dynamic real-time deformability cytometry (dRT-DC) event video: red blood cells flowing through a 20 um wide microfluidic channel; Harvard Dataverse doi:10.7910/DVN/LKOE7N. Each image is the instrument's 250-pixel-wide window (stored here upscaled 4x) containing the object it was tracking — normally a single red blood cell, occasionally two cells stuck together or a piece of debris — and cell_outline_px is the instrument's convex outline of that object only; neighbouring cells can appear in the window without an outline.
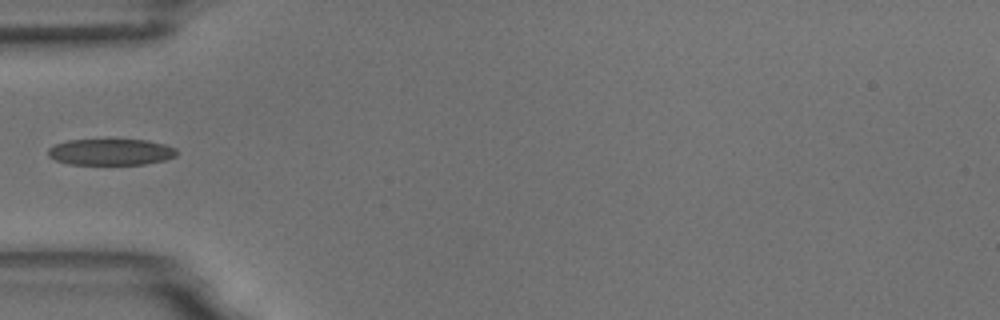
{"species": "common noctule bat (a hibernating species)", "species_latin": "Nyctalus noctula", "temperature_condition": "room temperature", "stored_images_in_passage": 37, "camera_frame_rate_fps": 3000, "um_per_image_px": 0.085, "animal": {"sex": "male", "body_mass_g": 18.8}, "frame": {"image": 1, "passage_image": 1, "time_ms": 0.0, "image_size_px": [1000, 320], "cell_outline_px": [[176, 156], [164, 160], [144, 164], [68, 164], [56, 160], [48, 156], [48, 148], [56, 144], [68, 140], [108, 136], [148, 140], [164, 144], [176, 148]], "centroid_in_image_um": [9.4, 12.85], "position_along_channel_um": 75.6, "area_um2": 20.75}}
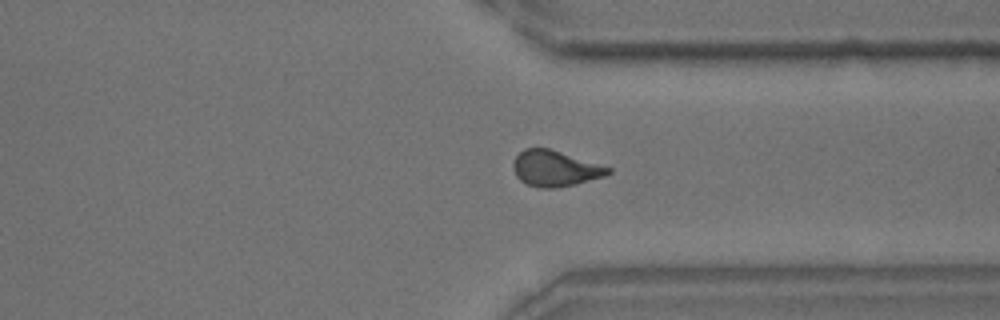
{"frame": {"image": 2, "passage_image": 24, "time_ms": 7.667, "image_size_px": [1000, 320], "cell_outline_px": [[612, 172], [604, 176], [576, 184], [556, 188], [540, 188], [528, 184], [520, 180], [516, 176], [512, 168], [512, 164], [516, 156], [524, 148], [548, 148], [612, 168]], "centroid_in_image_um": [47.16, 14.32], "position_along_channel_um": 364.2, "area_um2": 19.71}}
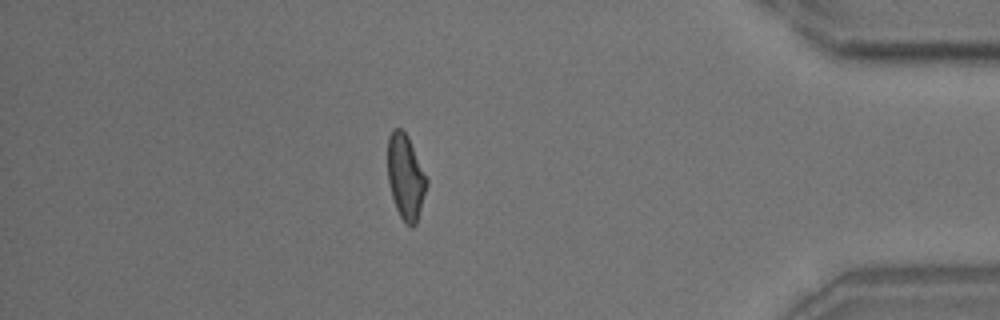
{"frame": {"image": 3, "passage_image": 30, "time_ms": 9.667, "image_size_px": [1000, 320], "cell_outline_px": [[428, 184], [416, 224], [412, 228], [400, 216], [396, 208], [392, 196], [388, 180], [388, 136], [392, 128], [400, 128], [408, 136], [428, 180]], "centroid_in_image_um": [34.48, 15.02], "position_along_channel_um": 400.7, "area_um2": 19.19}}